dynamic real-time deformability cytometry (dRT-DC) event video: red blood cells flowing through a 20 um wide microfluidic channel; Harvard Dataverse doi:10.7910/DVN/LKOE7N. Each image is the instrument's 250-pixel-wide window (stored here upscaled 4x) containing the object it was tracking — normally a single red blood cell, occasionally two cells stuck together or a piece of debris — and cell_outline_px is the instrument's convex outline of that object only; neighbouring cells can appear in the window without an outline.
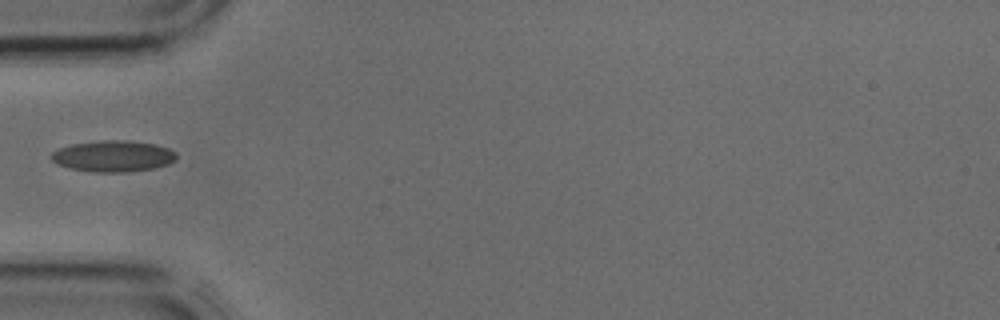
{"species": "common noctule bat (a hibernating species)", "species_latin": "Nyctalus noctula", "temperature_condition": "cold", "stored_images_in_passage": 5, "camera_frame_rate_fps": 3000, "um_per_image_px": 0.085, "animal": {"sex": "male", "body_mass_g": 17.9, "forearm_length_mm": 54.2}, "frame": {"image": 1, "passage_image": 1, "time_ms": 0.0, "image_size_px": [1000, 320], "cell_outline_px": [[176, 160], [168, 164], [152, 168], [124, 172], [92, 172], [72, 168], [56, 164], [52, 160], [52, 152], [60, 148], [72, 144], [100, 140], [124, 140], [152, 144], [168, 148], [176, 152]], "centroid_in_image_um": [9.61, 13.27], "position_along_channel_um": 75.4, "area_um2": 22.54}}